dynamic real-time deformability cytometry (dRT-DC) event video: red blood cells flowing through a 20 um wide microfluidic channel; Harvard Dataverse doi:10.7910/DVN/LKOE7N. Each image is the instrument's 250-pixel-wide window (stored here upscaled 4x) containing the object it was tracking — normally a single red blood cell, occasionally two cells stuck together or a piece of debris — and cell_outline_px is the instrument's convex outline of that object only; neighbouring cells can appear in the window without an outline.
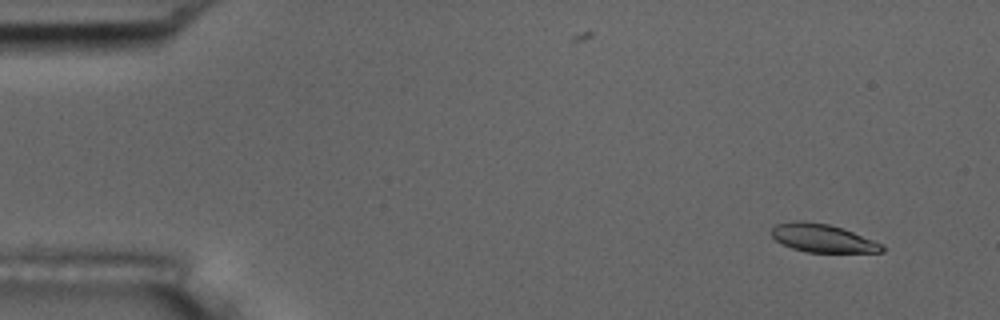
{"species": "common noctule bat (a hibernating species)", "species_latin": "Nyctalus noctula", "temperature_condition": "room temperature", "stored_images_in_passage": 59, "segment_of_instrument_passage": [1, 2], "camera_frame_rate_fps": 3000, "um_per_image_px": 0.085, "animal": {"sex": "male", "body_mass_g": 17.5, "forearm_length_mm": 52.3}, "frame": {"image": 1, "passage_image": 5, "time_ms": 1.333, "image_size_px": [1000, 320], "cell_outline_px": [[884, 252], [808, 252], [792, 248], [776, 240], [772, 236], [772, 228], [776, 224], [796, 220], [804, 220], [828, 224], [852, 232], [872, 240], [880, 244], [884, 248]], "centroid_in_image_um": [69.88, 20.23], "position_along_channel_um": 15.1, "area_um2": 17.8}}
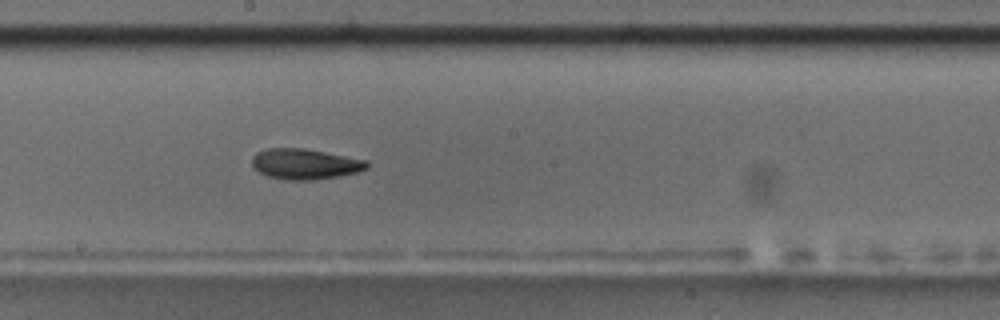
{"frame": {"image": 2, "passage_image": 32, "time_ms": 10.333, "image_size_px": [1000, 320], "cell_outline_px": [[368, 168], [356, 172], [340, 176], [312, 180], [288, 180], [268, 176], [252, 168], [252, 156], [256, 152], [268, 148], [304, 148], [368, 160]], "centroid_in_image_um": [25.91, 13.93], "position_along_channel_um": 222.3, "area_um2": 20.52}}
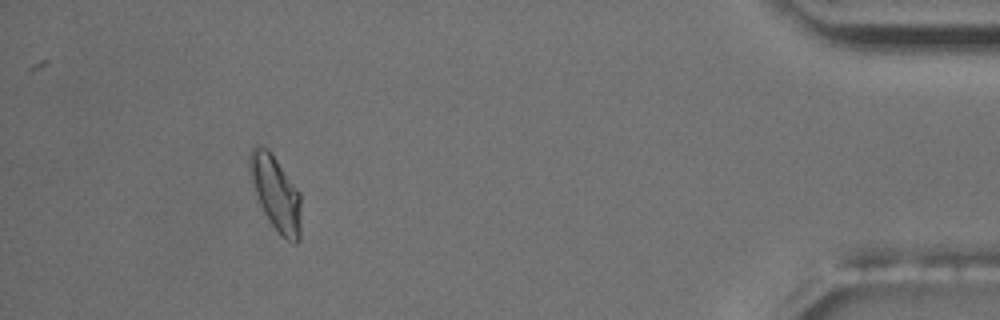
{"frame": {"image": 3, "passage_image": 53, "time_ms": 17.333, "image_size_px": [1000, 320], "cell_outline_px": [[300, 240], [296, 244], [292, 244], [280, 236], [264, 212], [260, 204], [248, 172], [248, 152], [256, 144], [260, 144], [268, 148], [300, 192]], "centroid_in_image_um": [23.42, 16.4], "position_along_channel_um": 411.8, "area_um2": 22.6}}